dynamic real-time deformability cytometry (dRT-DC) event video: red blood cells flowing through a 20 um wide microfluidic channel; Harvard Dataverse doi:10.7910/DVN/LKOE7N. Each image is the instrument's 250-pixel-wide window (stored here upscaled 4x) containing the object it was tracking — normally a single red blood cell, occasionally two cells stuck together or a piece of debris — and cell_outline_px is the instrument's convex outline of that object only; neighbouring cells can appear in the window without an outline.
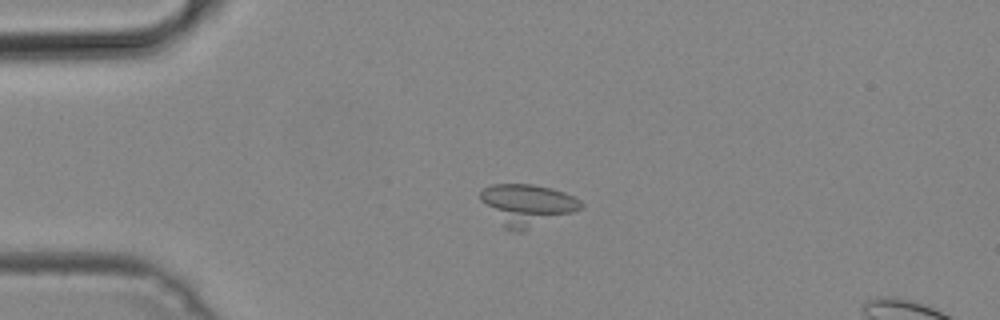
{"species": "common noctule bat (a hibernating species)", "species_latin": "Nyctalus noctula", "temperature_condition": "cold", "stored_images_in_passage": 34, "camera_frame_rate_fps": 3000, "um_per_image_px": 0.085, "animal": {"sex": "male", "body_mass_g": 19.2, "forearm_length_mm": 51.8}, "frame": {"image": 1, "passage_image": 14, "time_ms": 4.333, "image_size_px": [1000, 320], "cell_outline_px": [[584, 208], [524, 232], [516, 232], [504, 228], [480, 200], [480, 192], [484, 188], [492, 184], [532, 184], [552, 188], [564, 192], [580, 200], [584, 204]], "centroid_in_image_um": [44.82, 17.43], "position_along_channel_um": 40.2, "area_um2": 24.57}}
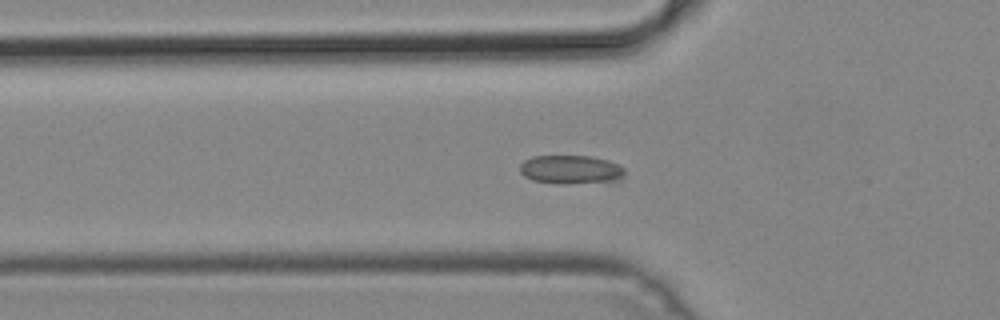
{"frame": {"image": 2, "passage_image": 19, "time_ms": 6.0, "image_size_px": [1000, 320], "cell_outline_px": [[624, 176], [616, 184], [532, 180], [524, 176], [520, 172], [520, 164], [524, 160], [532, 156], [592, 156], [608, 160], [620, 164], [624, 168]], "centroid_in_image_um": [48.64, 14.4], "position_along_channel_um": 77.2, "area_um2": 17.63}}